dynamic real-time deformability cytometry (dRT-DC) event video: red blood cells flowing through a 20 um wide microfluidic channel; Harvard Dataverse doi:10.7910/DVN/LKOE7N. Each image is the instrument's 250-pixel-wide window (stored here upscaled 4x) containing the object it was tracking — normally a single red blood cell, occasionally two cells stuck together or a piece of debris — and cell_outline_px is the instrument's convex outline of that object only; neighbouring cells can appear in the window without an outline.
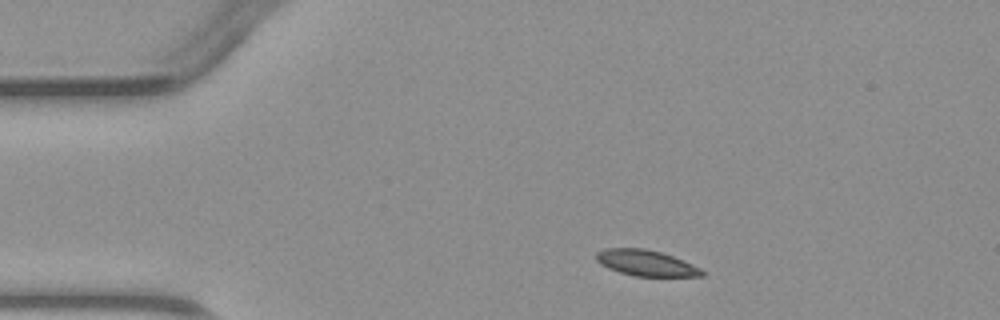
{"species": "common noctule bat (a hibernating species)", "species_latin": "Nyctalus noctula", "temperature_condition": "warm", "stored_images_in_passage": 3, "camera_frame_rate_fps": 3000, "um_per_image_px": 0.085, "animal": {"sex": "male", "body_mass_g": 23.1, "forearm_length_mm": 52.7}, "frame": {"image": 1, "passage_image": 1, "time_ms": 0.0, "image_size_px": [1000, 320], "cell_outline_px": [[704, 276], [632, 276], [608, 268], [600, 264], [596, 260], [596, 252], [604, 248], [644, 248], [660, 252], [684, 260], [700, 268], [704, 272]], "centroid_in_image_um": [54.88, 22.35], "position_along_channel_um": 30.1, "area_um2": 15.95}}
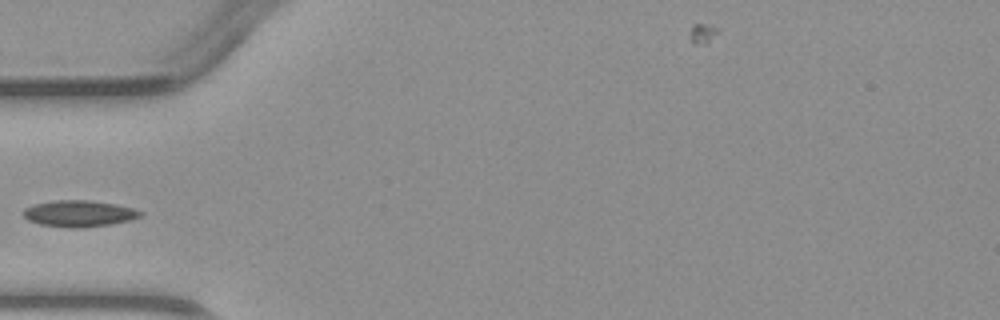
{"frame": {"image": 2, "passage_image": 3, "time_ms": 2.333, "image_size_px": [1000, 320], "cell_outline_px": [[144, 212], [140, 216], [132, 220], [112, 224], [76, 228], [72, 228], [40, 224], [28, 220], [20, 212], [24, 208], [32, 204], [56, 200], [88, 200], [116, 204], [132, 208]], "centroid_in_image_um": [6.7, 18.14], "position_along_channel_um": 78.3, "area_um2": 18.09}}